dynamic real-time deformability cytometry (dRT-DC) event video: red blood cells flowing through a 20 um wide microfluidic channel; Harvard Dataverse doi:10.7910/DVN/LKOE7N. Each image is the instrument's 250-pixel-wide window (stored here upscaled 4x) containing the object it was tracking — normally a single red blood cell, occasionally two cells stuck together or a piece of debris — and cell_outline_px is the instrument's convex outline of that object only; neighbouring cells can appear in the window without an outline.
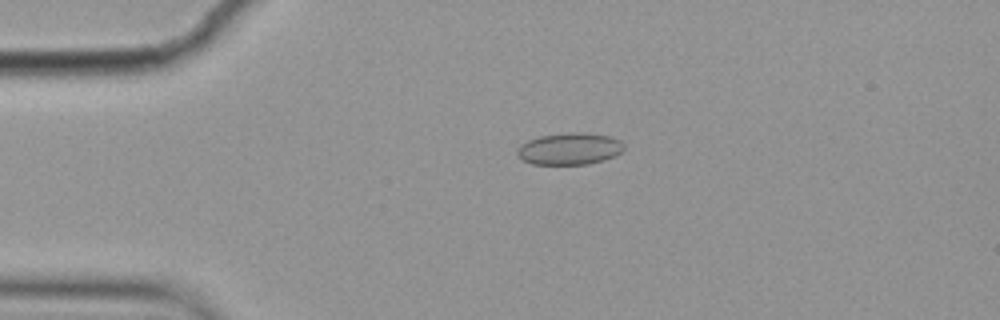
{"species": "common noctule bat (a hibernating species)", "species_latin": "Nyctalus noctula", "temperature_condition": "cold", "stored_images_in_passage": 3, "camera_frame_rate_fps": 3000, "um_per_image_px": 0.085, "animal": {"sex": "female", "body_mass_g": 19.9}, "frame": {"image": 1, "passage_image": 2, "time_ms": 0.333, "image_size_px": [1000, 320], "cell_outline_px": [[624, 148], [616, 156], [604, 160], [588, 164], [532, 164], [520, 160], [516, 156], [516, 148], [520, 144], [528, 140], [540, 136], [572, 132], [580, 132], [608, 136], [620, 140], [624, 144]], "centroid_in_image_um": [48.37, 12.65], "position_along_channel_um": 36.6, "area_um2": 20.0}}